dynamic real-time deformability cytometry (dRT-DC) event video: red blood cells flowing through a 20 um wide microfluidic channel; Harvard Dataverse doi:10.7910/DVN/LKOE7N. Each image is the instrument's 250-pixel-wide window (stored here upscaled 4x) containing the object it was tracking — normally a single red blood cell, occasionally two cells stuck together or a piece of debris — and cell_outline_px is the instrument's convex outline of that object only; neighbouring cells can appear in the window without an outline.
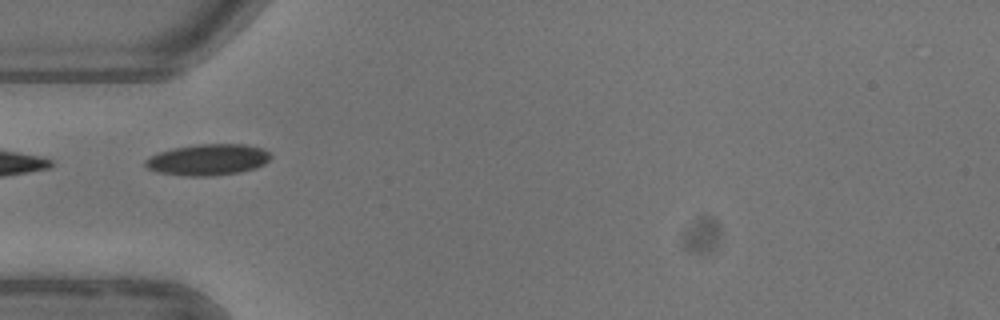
{"species": "common noctule bat (a hibernating species)", "species_latin": "Nyctalus noctula", "temperature_condition": "warm", "stored_images_in_passage": 6, "camera_frame_rate_fps": 3000, "um_per_image_px": 0.085, "animal": {"sex": "female"}, "frame": {"image": 1, "passage_image": 3, "time_ms": 2.333, "image_size_px": [1000, 320], "cell_outline_px": [[272, 156], [264, 164], [256, 168], [240, 172], [212, 176], [184, 176], [160, 172], [148, 168], [144, 164], [144, 160], [160, 152], [172, 148], [200, 144], [244, 144], [264, 148]], "centroid_in_image_um": [17.7, 13.57], "position_along_channel_um": 67.3, "area_um2": 22.77}}
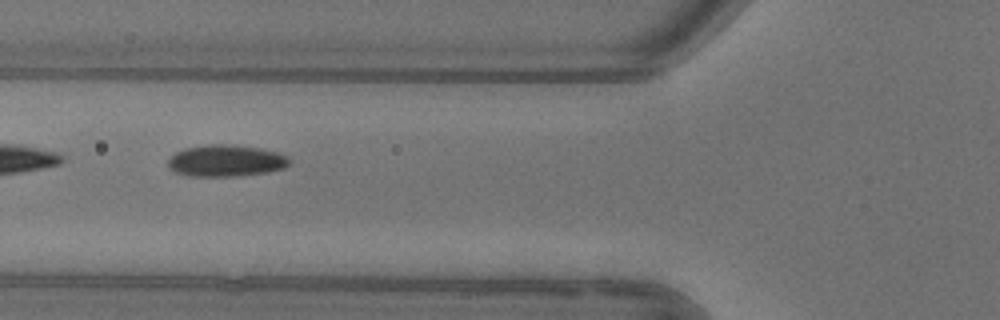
{"frame": {"image": 2, "passage_image": 4, "time_ms": 3.333, "image_size_px": [1000, 320], "cell_outline_px": [[292, 160], [284, 168], [268, 172], [232, 176], [188, 176], [176, 172], [168, 168], [168, 160], [176, 152], [184, 148], [208, 144], [224, 144], [260, 148], [276, 152], [288, 156]], "centroid_in_image_um": [19.2, 13.66], "position_along_channel_um": 106.6, "area_um2": 22.37}}
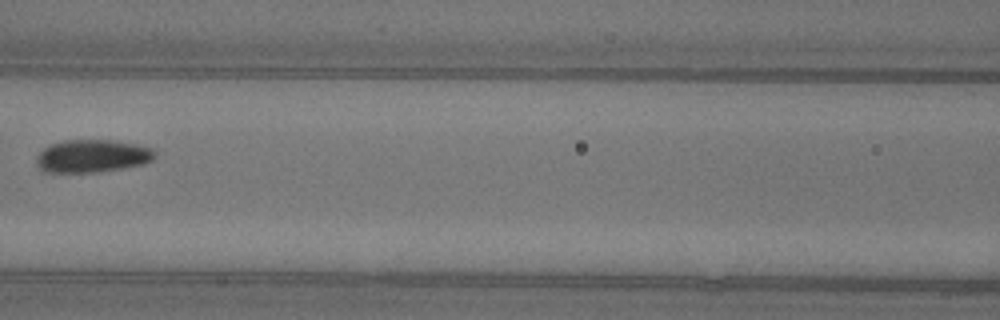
{"frame": {"image": 3, "passage_image": 5, "time_ms": 4.667, "image_size_px": [1000, 320], "cell_outline_px": [[156, 156], [152, 160], [144, 164], [96, 172], [44, 172], [36, 164], [36, 156], [44, 148], [52, 144], [64, 140], [112, 140], [136, 144], [152, 148], [156, 152]], "centroid_in_image_um": [7.84, 13.26], "position_along_channel_um": 158.8, "area_um2": 22.6}}